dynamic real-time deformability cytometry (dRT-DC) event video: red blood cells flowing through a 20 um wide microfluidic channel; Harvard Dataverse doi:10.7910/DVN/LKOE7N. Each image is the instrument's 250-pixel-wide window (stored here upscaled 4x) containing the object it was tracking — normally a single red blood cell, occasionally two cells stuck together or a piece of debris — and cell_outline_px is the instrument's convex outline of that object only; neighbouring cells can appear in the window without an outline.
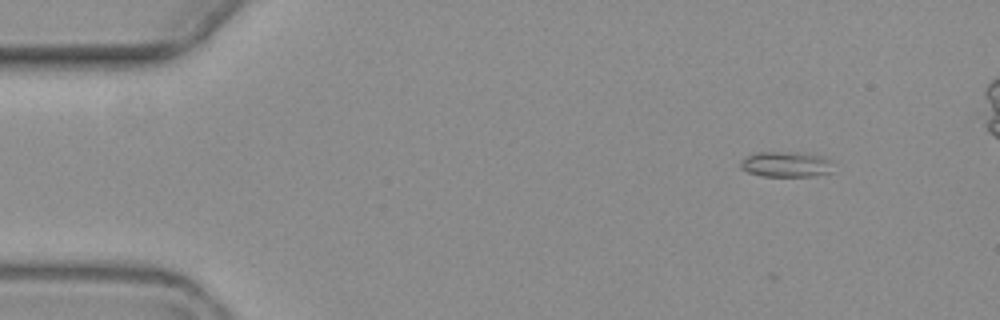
{"species": "common noctule bat (a hibernating species)", "species_latin": "Nyctalus noctula", "temperature_condition": "warm", "stored_images_in_passage": 6, "camera_frame_rate_fps": 3000, "um_per_image_px": 0.085, "animal": {"sex": "female", "body_mass_g": 19.3, "forearm_length_mm": 54.1}, "frame": {"image": 1, "passage_image": 2, "time_ms": 1.333, "image_size_px": [1000, 320], "cell_outline_px": [[832, 172], [816, 176], [764, 176], [748, 172], [740, 168], [740, 160], [756, 152], [808, 152], [828, 156], [832, 160]], "centroid_in_image_um": [66.89, 13.95], "position_along_channel_um": 18.1, "area_um2": 14.22}}
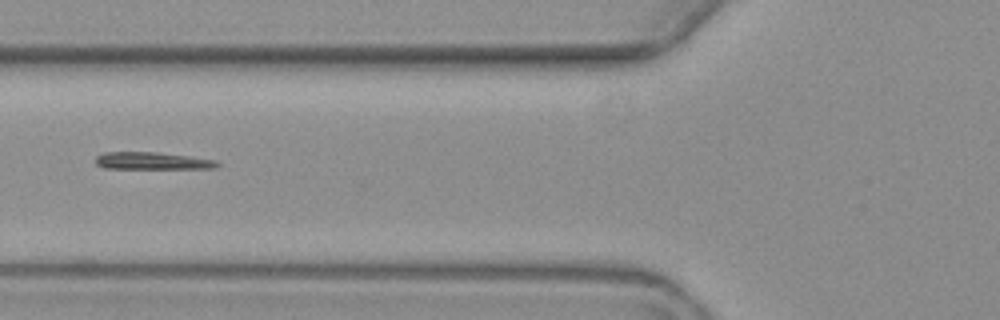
{"frame": {"image": 2, "passage_image": 6, "time_ms": 6.667, "image_size_px": [1000, 320], "cell_outline_px": [[220, 164], [216, 168], [104, 168], [96, 164], [96, 156], [104, 152], [156, 152], [188, 156], [216, 160]], "centroid_in_image_um": [12.93, 13.67], "position_along_channel_um": 112.9, "area_um2": 12.08}}